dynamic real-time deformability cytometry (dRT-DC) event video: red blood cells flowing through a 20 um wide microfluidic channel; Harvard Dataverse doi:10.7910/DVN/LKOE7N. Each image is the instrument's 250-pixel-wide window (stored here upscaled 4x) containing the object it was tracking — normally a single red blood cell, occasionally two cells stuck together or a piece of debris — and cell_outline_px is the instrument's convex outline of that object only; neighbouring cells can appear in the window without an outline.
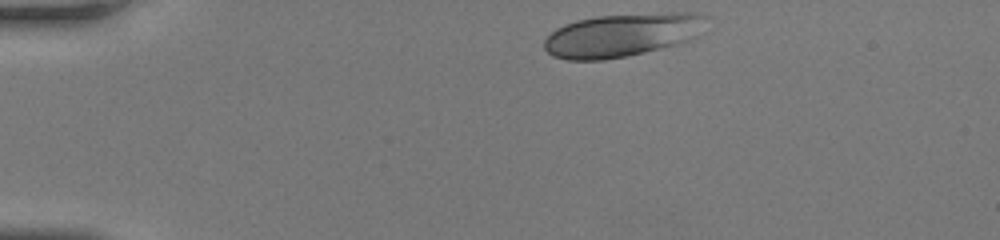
{"species": "human", "species_latin": "Homo sapiens", "temperature_condition": "room temperature", "stored_images_in_passage": 35, "camera_frame_rate_fps": 3000, "um_per_image_px": 0.085, "donor": {"sex": "female"}, "frame": {"image": 1, "passage_image": 1, "time_ms": 0.0, "image_size_px": [1000, 240], "cell_outline_px": [[708, 16], [688, 40], [644, 52], [628, 56], [604, 60], [568, 60], [552, 56], [544, 48], [544, 40], [556, 28], [564, 24], [576, 20], [596, 16], [668, 12], [696, 12]], "centroid_in_image_um": [52.77, 2.97], "position_along_channel_um": 32.2, "area_um2": 40.4}}
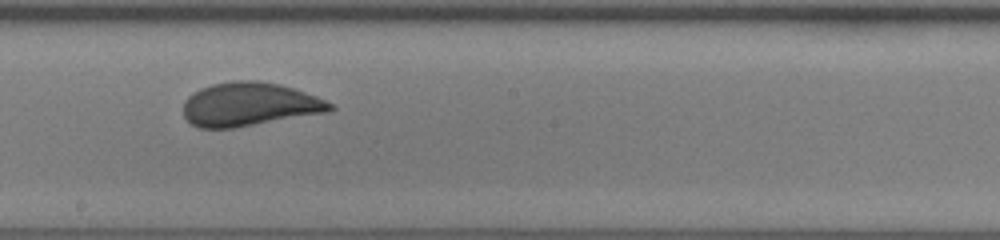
{"frame": {"image": 2, "passage_image": 20, "time_ms": 6.333, "image_size_px": [1000, 240], "cell_outline_px": [[336, 108], [328, 112], [232, 128], [200, 128], [192, 124], [184, 116], [184, 100], [188, 96], [200, 88], [212, 84], [236, 80], [256, 80], [280, 84], [316, 96], [332, 104]], "centroid_in_image_um": [21.18, 8.86], "position_along_channel_um": 227.0, "area_um2": 37.11}}
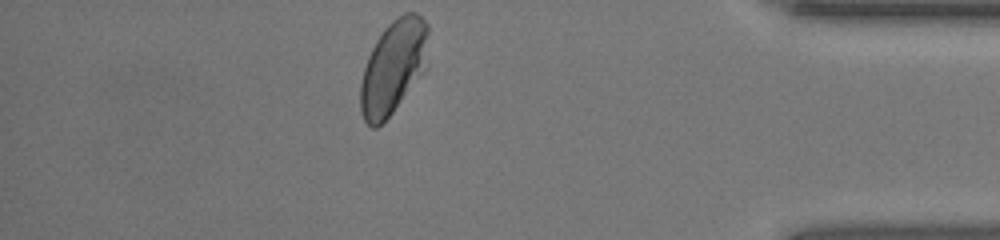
{"frame": {"image": 3, "passage_image": 35, "time_ms": 11.333, "image_size_px": [1000, 240], "cell_outline_px": [[428, 68], [392, 112], [376, 128], [372, 128], [364, 120], [360, 112], [360, 84], [364, 68], [368, 56], [376, 40], [384, 28], [392, 20], [404, 12], [416, 12], [428, 24]], "centroid_in_image_um": [33.45, 5.67], "position_along_channel_um": 401.7, "area_um2": 37.4}, "authors_computed_cell_mechanics": {"area_um2": 37.2232, "velocity_mm_per_s": 4.1636, "shape_relaxation_time_tau1_ms": 3.4119, "shape_relaxation_time_tau2_ms": null, "deformation_change_tau1": 0.118, "deformation_change_tau2": null}}